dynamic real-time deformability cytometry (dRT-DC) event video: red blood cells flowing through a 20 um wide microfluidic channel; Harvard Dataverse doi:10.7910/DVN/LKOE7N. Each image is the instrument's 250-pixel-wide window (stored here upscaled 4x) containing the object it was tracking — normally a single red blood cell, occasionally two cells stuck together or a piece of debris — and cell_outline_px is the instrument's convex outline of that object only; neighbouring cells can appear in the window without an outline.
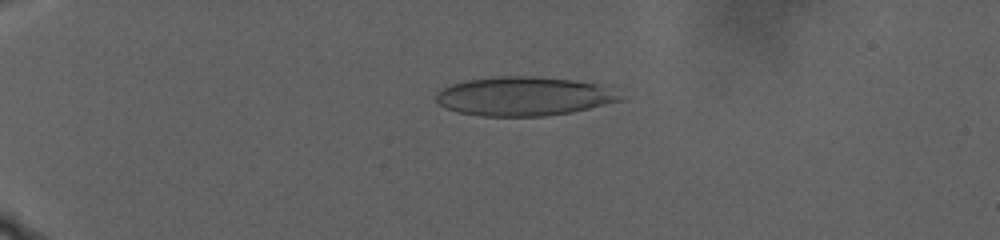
{"species": "human", "species_latin": "Homo sapiens", "temperature_condition": "warm", "stored_images_in_passage": 108, "camera_frame_rate_fps": 3000, "um_per_image_px": 0.085, "donor": {"sex": "male"}, "frame": {"image": 1, "passage_image": 29, "time_ms": 9.333, "image_size_px": [1000, 240], "cell_outline_px": [[624, 100], [572, 112], [544, 116], [480, 116], [460, 112], [444, 108], [436, 100], [436, 92], [452, 84], [468, 80], [500, 76], [536, 76], [572, 80], [596, 84], [620, 96]], "centroid_in_image_um": [44.47, 8.19], "position_along_channel_um": 40.5, "area_um2": 41.33}}
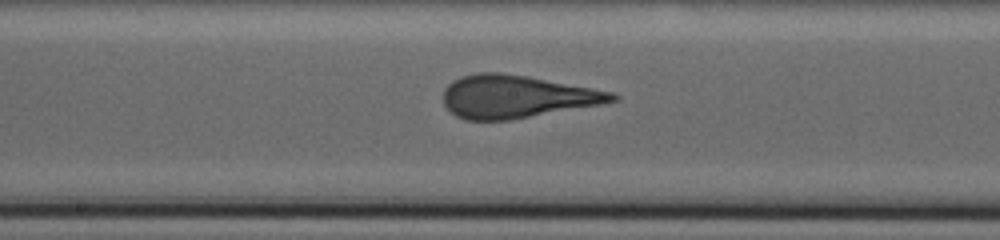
{"frame": {"image": 2, "passage_image": 64, "time_ms": 21.0, "image_size_px": [1000, 240], "cell_outline_px": [[620, 96], [616, 100], [600, 104], [508, 120], [464, 120], [456, 116], [444, 104], [444, 88], [452, 80], [460, 76], [480, 72], [500, 72], [528, 76], [612, 92]], "centroid_in_image_um": [43.85, 8.2], "position_along_channel_um": 204.4, "area_um2": 41.73}}
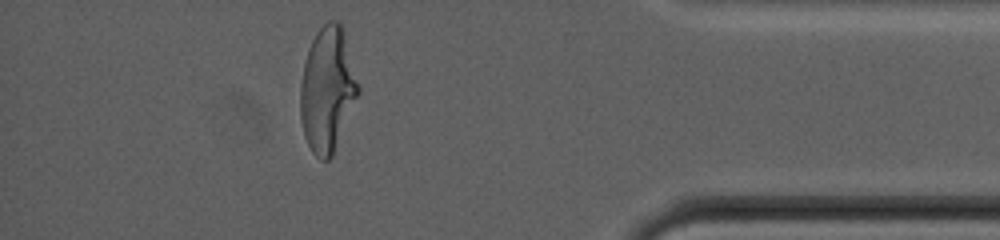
{"frame": {"image": 3, "passage_image": 98, "time_ms": 32.333, "image_size_px": [1000, 240], "cell_outline_px": [[360, 92], [332, 156], [328, 160], [320, 160], [312, 152], [304, 136], [300, 120], [300, 84], [304, 60], [308, 48], [316, 32], [328, 20], [336, 20], [340, 24], [344, 32], [360, 84]], "centroid_in_image_um": [27.83, 7.61], "position_along_channel_um": 407.4, "area_um2": 42.43}}